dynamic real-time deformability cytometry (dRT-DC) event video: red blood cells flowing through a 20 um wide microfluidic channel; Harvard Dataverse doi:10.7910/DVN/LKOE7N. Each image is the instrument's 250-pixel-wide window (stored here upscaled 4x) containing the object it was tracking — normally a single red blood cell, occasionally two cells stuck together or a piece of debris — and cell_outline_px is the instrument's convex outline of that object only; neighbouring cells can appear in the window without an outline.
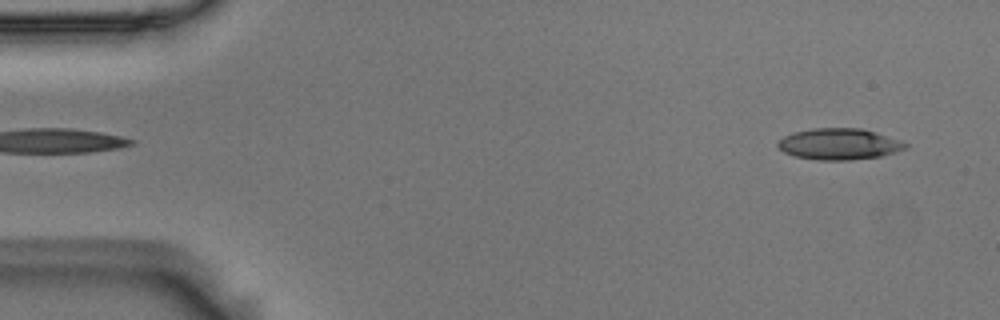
{"species": "Egyptian fruit bat (a non-hibernating species)", "species_latin": "Rousettus aegyptiacus", "temperature_condition": "room temperature", "stored_images_in_passage": 53, "camera_frame_rate_fps": 3000, "um_per_image_px": 0.085, "animal": {"sex": "male"}, "frame": {"image": 1, "passage_image": 3, "time_ms": 0.667, "image_size_px": [1000, 320], "cell_outline_px": [[908, 148], [896, 152], [880, 156], [848, 160], [816, 160], [792, 156], [784, 152], [776, 144], [784, 136], [792, 132], [812, 128], [860, 128], [876, 132], [900, 140], [908, 144]], "centroid_in_image_um": [71.32, 12.24], "position_along_channel_um": 13.7, "area_um2": 23.35}}
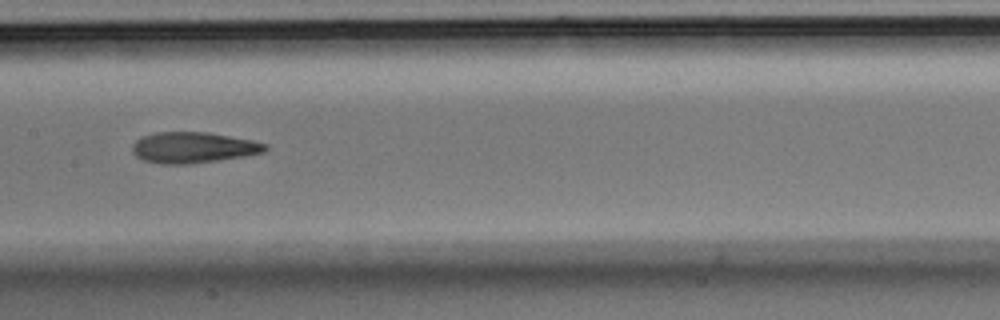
{"frame": {"image": 2, "passage_image": 26, "time_ms": 8.333, "image_size_px": [1000, 320], "cell_outline_px": [[268, 148], [264, 152], [244, 156], [192, 164], [160, 164], [144, 160], [136, 156], [132, 152], [132, 144], [140, 136], [156, 132], [208, 132], [252, 140], [268, 144]], "centroid_in_image_um": [16.4, 12.54], "position_along_channel_um": 191.0, "area_um2": 24.1}}
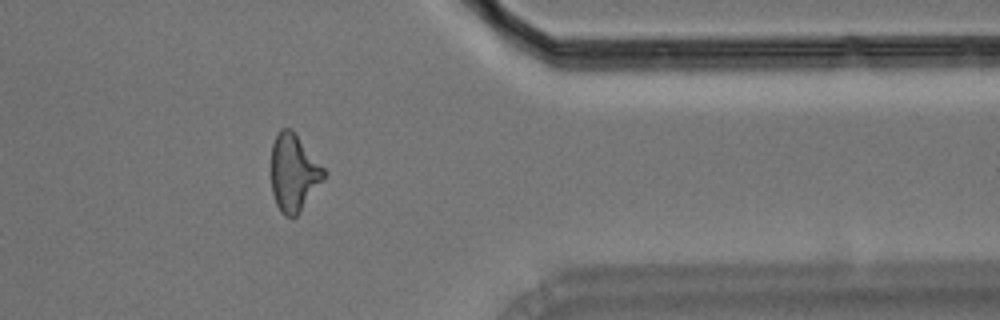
{"frame": {"image": 3, "passage_image": 43, "time_ms": 14.0, "image_size_px": [1000, 320], "cell_outline_px": [[328, 172], [300, 212], [296, 216], [284, 216], [280, 212], [276, 204], [272, 192], [272, 144], [280, 128], [292, 128]], "centroid_in_image_um": [24.97, 14.66], "position_along_channel_um": 386.4, "area_um2": 23.7}, "authors_computed_cell_mechanics": {"area_um2": 23.409, "velocity_mm_per_s": 3.7157, "shape_relaxation_time_tau1_ms": 4.2416, "shape_relaxation_time_tau2_ms": 3.3486, "deformation_change_tau1": 0.183, "deformation_change_tau2": 0.1431}}